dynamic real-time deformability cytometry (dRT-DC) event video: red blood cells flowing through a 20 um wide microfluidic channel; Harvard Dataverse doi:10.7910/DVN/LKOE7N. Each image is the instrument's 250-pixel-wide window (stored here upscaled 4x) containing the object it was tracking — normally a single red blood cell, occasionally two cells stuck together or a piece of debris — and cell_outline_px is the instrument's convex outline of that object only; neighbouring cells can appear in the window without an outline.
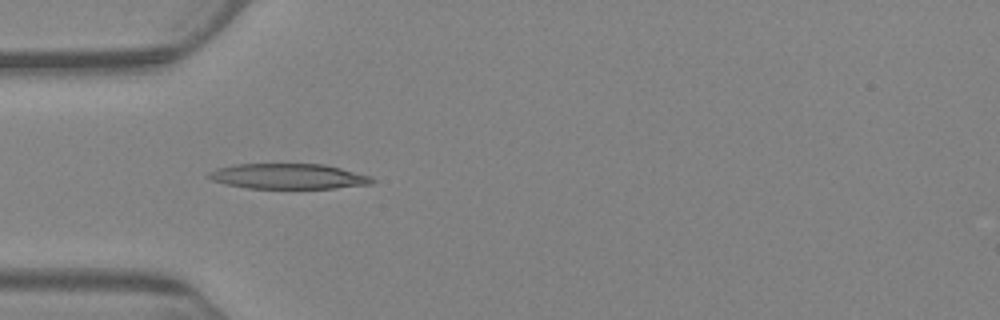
{"species": "Egyptian fruit bat (a non-hibernating species)", "species_latin": "Rousettus aegyptiacus", "temperature_condition": "warm", "stored_images_in_passage": 3, "camera_frame_rate_fps": 3000, "um_per_image_px": 0.085, "animal": {"sex": "female"}, "frame": {"image": 1, "passage_image": 1, "time_ms": 0.0, "image_size_px": [1000, 320], "cell_outline_px": [[376, 180], [372, 184], [332, 188], [248, 188], [228, 184], [212, 180], [204, 176], [208, 172], [216, 168], [236, 164], [324, 164], [372, 176]], "centroid_in_image_um": [24.5, 14.98], "position_along_channel_um": 60.5, "area_um2": 24.1}}
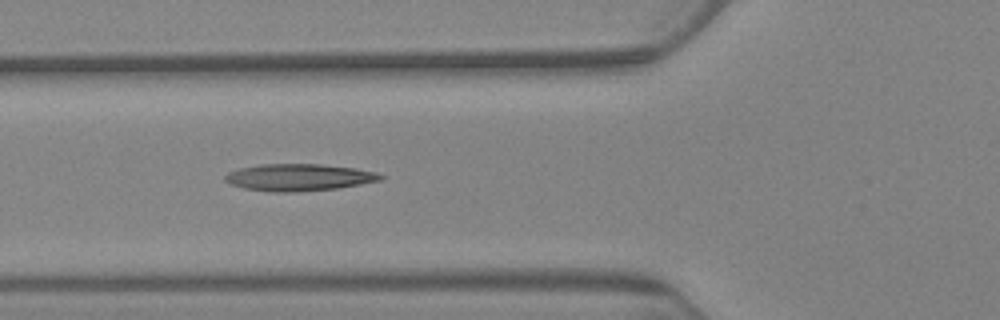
{"frame": {"image": 2, "passage_image": 2, "time_ms": 1.333, "image_size_px": [1000, 320], "cell_outline_px": [[384, 176], [380, 180], [360, 184], [336, 188], [300, 192], [272, 192], [244, 188], [232, 184], [224, 180], [224, 176], [228, 172], [240, 168], [260, 164], [320, 164], [356, 168], [376, 172]], "centroid_in_image_um": [25.39, 15.07], "position_along_channel_um": 100.4, "area_um2": 24.39}}
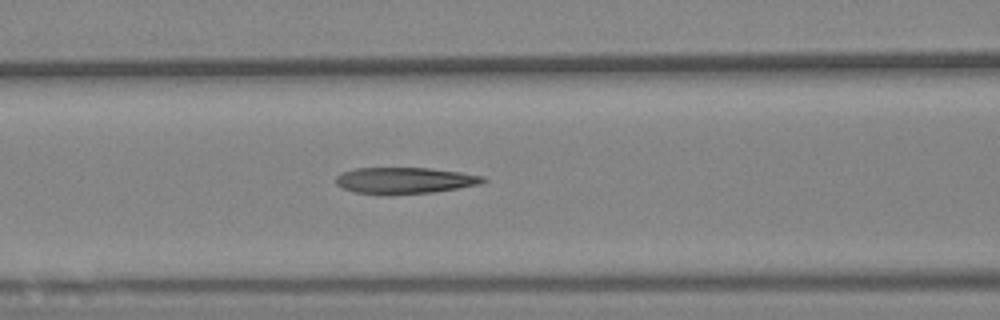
{"frame": {"image": 3, "passage_image": 3, "time_ms": 2.333, "image_size_px": [1000, 320], "cell_outline_px": [[488, 180], [480, 184], [460, 188], [432, 192], [388, 196], [380, 196], [356, 192], [340, 188], [336, 184], [336, 176], [344, 172], [356, 168], [428, 168], [460, 172], [484, 176]], "centroid_in_image_um": [34.38, 15.36], "position_along_channel_um": 132.2, "area_um2": 23.0}}